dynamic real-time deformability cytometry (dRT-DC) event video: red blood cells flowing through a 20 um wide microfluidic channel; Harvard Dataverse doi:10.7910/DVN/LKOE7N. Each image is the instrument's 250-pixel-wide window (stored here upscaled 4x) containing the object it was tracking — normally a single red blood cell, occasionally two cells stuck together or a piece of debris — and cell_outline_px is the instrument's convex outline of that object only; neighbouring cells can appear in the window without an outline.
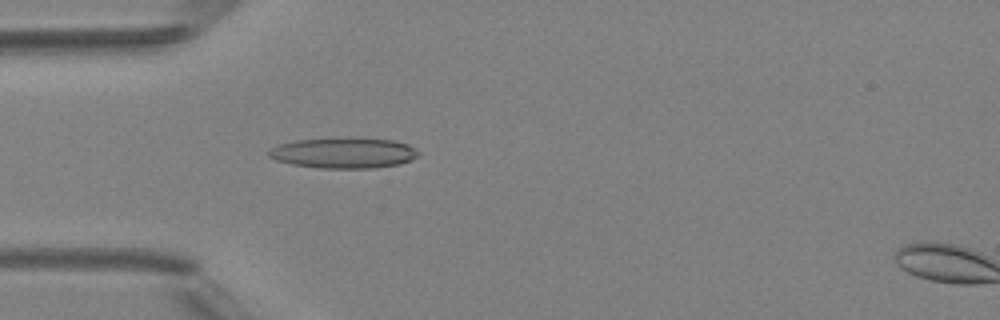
{"species": "Egyptian fruit bat (a non-hibernating species)", "species_latin": "Rousettus aegyptiacus", "temperature_condition": "room temperature", "stored_images_in_passage": 40, "camera_frame_rate_fps": 3000, "um_per_image_px": 0.085, "animal": {"sex": "female"}, "frame": {"image": 1, "passage_image": 6, "time_ms": 1.667, "image_size_px": [1000, 320], "cell_outline_px": [[420, 156], [400, 164], [372, 168], [320, 168], [292, 164], [276, 160], [268, 156], [268, 148], [280, 144], [296, 140], [348, 136], [356, 136], [392, 140], [408, 144], [420, 152]], "centroid_in_image_um": [29.23, 12.97], "position_along_channel_um": 55.8, "area_um2": 27.34}}
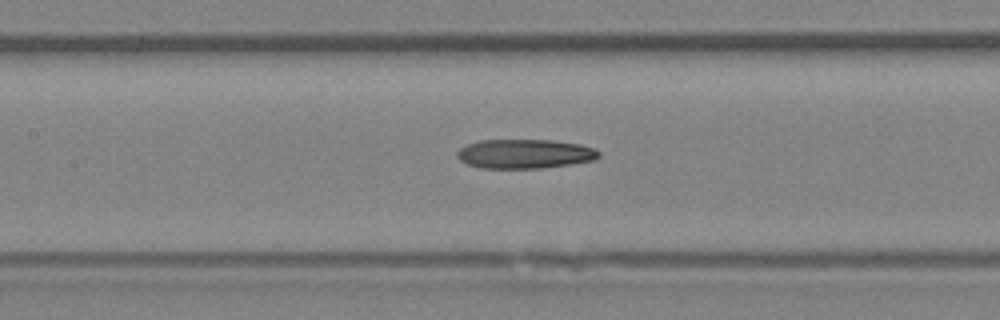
{"frame": {"image": 2, "passage_image": 14, "time_ms": 4.333, "image_size_px": [1000, 320], "cell_outline_px": [[600, 156], [596, 160], [540, 168], [484, 168], [468, 164], [460, 160], [456, 156], [456, 152], [460, 148], [468, 144], [480, 140], [552, 140], [580, 144], [592, 148], [600, 152]], "centroid_in_image_um": [44.6, 13.07], "position_along_channel_um": 162.8, "area_um2": 24.04}}
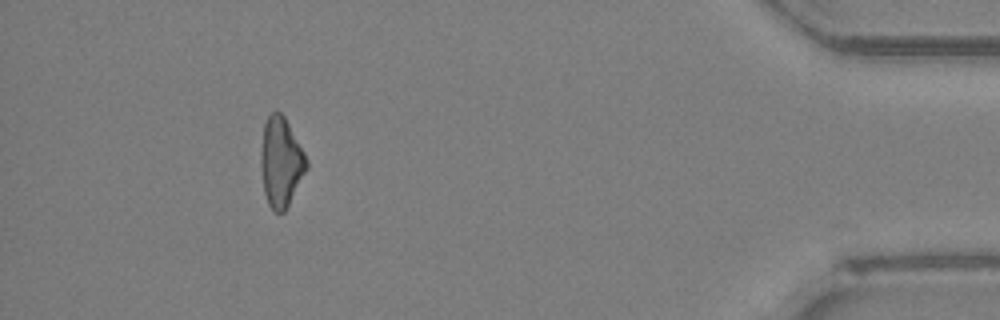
{"frame": {"image": 3, "passage_image": 36, "time_ms": 11.667, "image_size_px": [1000, 320], "cell_outline_px": [[308, 168], [284, 212], [272, 212], [268, 204], [264, 192], [260, 168], [260, 152], [264, 124], [268, 116], [276, 108], [284, 116], [304, 152], [308, 160]], "centroid_in_image_um": [23.86, 13.77], "position_along_channel_um": 411.3, "area_um2": 23.99}}